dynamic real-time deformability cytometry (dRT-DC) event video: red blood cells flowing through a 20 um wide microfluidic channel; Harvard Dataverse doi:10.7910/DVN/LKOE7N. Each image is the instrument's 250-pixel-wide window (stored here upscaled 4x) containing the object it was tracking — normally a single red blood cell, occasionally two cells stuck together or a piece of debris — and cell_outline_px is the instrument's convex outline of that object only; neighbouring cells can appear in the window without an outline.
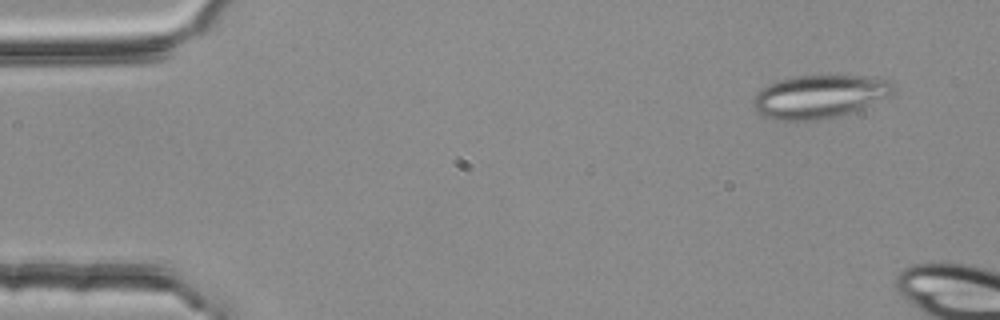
{"species": "common noctule bat (a hibernating species)", "species_latin": "Nyctalus noctula", "temperature_condition": "room temperature", "stored_images_in_passage": 3, "camera_frame_rate_fps": 3000, "um_per_image_px": 0.085, "animal": {"sex": "female", "body_mass_g": 25.1}, "frame": {"image": 1, "passage_image": 1, "time_ms": 0.0, "image_size_px": [1000, 320], "cell_outline_px": [[900, 88], [896, 92], [888, 96], [852, 112], [840, 116], [820, 120], [776, 120], [764, 116], [756, 112], [752, 104], [752, 100], [756, 92], [760, 88], [776, 80], [792, 76], [876, 76], [892, 80]], "centroid_in_image_um": [69.68, 8.19], "position_along_channel_um": 15.3, "area_um2": 36.01}}